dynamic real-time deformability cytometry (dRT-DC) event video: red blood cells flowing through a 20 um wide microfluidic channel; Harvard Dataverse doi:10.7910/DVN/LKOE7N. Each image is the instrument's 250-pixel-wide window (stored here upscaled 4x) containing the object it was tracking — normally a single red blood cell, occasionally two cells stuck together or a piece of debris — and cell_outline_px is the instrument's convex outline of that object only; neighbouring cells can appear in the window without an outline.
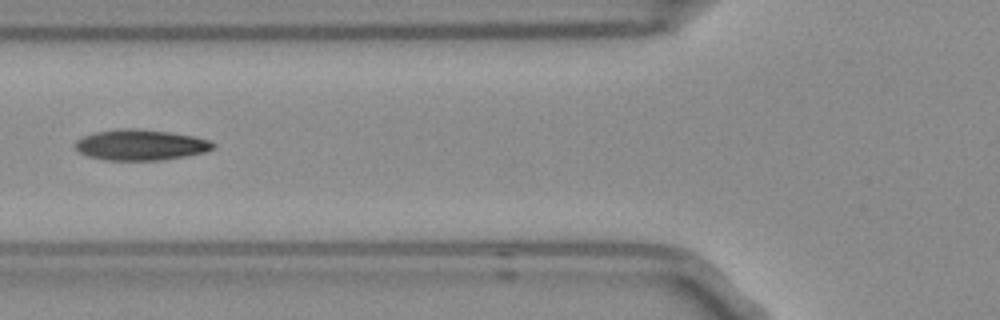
{"species": "Egyptian fruit bat (a non-hibernating species)", "species_latin": "Rousettus aegyptiacus", "temperature_condition": "room temperature", "stored_images_in_passage": 3, "camera_frame_rate_fps": 3000, "um_per_image_px": 0.085, "frame": {"image": 1, "passage_image": 3, "time_ms": 0.667, "image_size_px": [1000, 320], "cell_outline_px": [[216, 144], [212, 148], [204, 152], [184, 156], [160, 160], [104, 160], [88, 156], [80, 152], [72, 144], [76, 140], [84, 136], [96, 132], [116, 128], [132, 128], [168, 132], [192, 136], [208, 140]], "centroid_in_image_um": [11.89, 12.31], "position_along_channel_um": 113.9, "area_um2": 24.51}}